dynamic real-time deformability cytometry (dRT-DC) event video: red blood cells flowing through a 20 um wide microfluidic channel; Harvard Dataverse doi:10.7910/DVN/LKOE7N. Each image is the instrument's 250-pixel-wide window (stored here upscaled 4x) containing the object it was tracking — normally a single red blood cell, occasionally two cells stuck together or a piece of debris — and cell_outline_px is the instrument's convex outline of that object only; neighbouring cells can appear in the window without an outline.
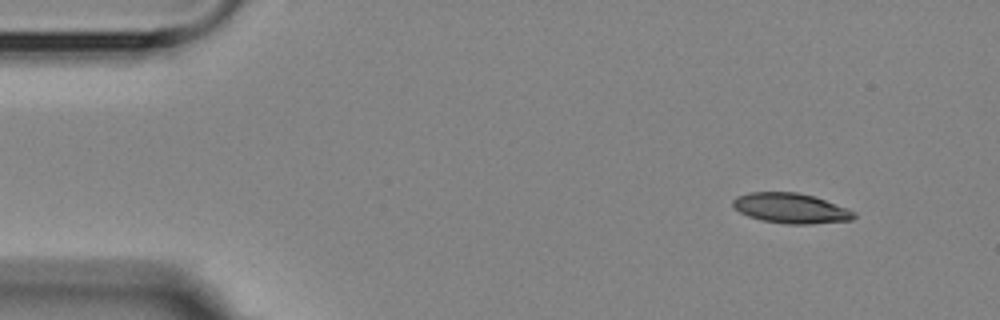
{"species": "Egyptian fruit bat (a non-hibernating species)", "species_latin": "Rousettus aegyptiacus", "temperature_condition": "room temperature", "stored_images_in_passage": 4, "camera_frame_rate_fps": 3000, "um_per_image_px": 0.085, "animal": {"sex": "female"}, "frame": {"image": 1, "passage_image": 1, "time_ms": 0.0, "image_size_px": [1000, 320], "cell_outline_px": [[856, 216], [852, 220], [812, 224], [788, 224], [764, 220], [748, 216], [740, 212], [732, 204], [732, 200], [736, 196], [748, 192], [796, 192], [816, 196], [848, 208], [856, 212]], "centroid_in_image_um": [67.26, 17.69], "position_along_channel_um": 17.7, "area_um2": 21.39}}
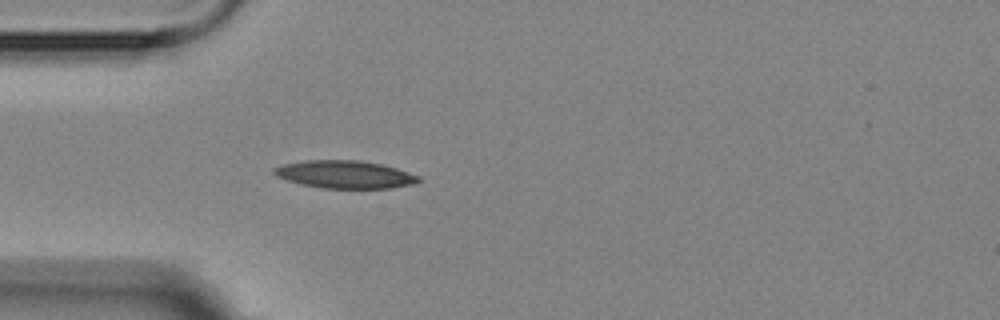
{"frame": {"image": 2, "passage_image": 4, "time_ms": 3.333, "image_size_px": [1000, 320], "cell_outline_px": [[420, 180], [412, 184], [392, 188], [324, 188], [300, 184], [276, 176], [272, 172], [272, 168], [284, 164], [304, 160], [356, 160], [380, 164], [396, 168], [420, 176]], "centroid_in_image_um": [29.28, 14.82], "position_along_channel_um": 55.7, "area_um2": 23.24}}